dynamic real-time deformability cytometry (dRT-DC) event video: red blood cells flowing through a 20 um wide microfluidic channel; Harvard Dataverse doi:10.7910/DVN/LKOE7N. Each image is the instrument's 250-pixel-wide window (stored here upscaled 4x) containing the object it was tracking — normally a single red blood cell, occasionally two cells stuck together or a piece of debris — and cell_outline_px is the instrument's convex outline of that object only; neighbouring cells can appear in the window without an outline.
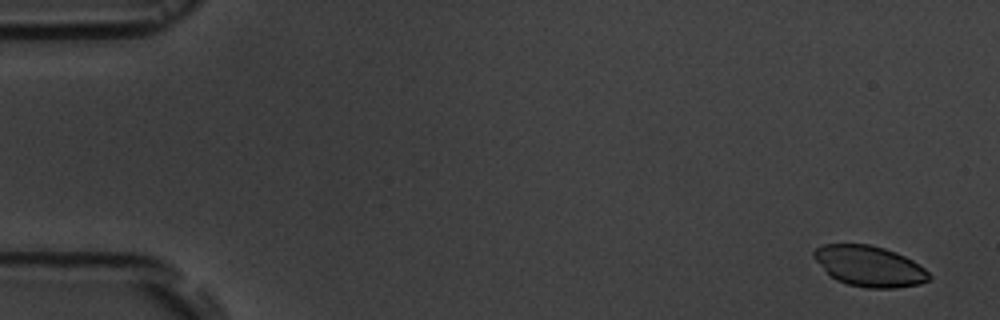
{"species": "common noctule bat (a hibernating species)", "species_latin": "Nyctalus noctula", "temperature_condition": "room temperature", "stored_images_in_passage": 6, "camera_frame_rate_fps": 3000, "um_per_image_px": 0.085, "animal": {"sex": "male", "body_mass_g": 19.5, "forearm_length_mm": 54.6}, "frame": {"image": 1, "passage_image": 1, "time_ms": 0.0, "image_size_px": [1000, 320], "cell_outline_px": [[932, 276], [928, 280], [920, 284], [896, 288], [864, 288], [848, 284], [836, 280], [812, 256], [812, 252], [816, 248], [824, 244], [868, 244], [884, 248], [896, 252], [920, 264]], "centroid_in_image_um": [73.92, 22.62], "position_along_channel_um": 11.1, "area_um2": 27.22}}